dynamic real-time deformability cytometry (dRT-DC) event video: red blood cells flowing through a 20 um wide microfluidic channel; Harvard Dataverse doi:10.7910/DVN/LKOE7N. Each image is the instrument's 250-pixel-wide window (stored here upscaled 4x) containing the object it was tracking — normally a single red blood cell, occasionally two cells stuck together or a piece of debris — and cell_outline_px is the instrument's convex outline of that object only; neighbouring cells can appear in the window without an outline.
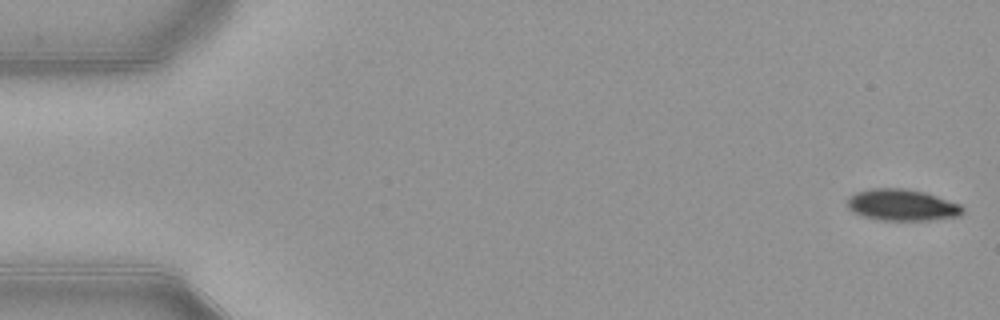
{"species": "common noctule bat (a hibernating species)", "species_latin": "Nyctalus noctula", "temperature_condition": "warm", "stored_images_in_passage": 52, "camera_frame_rate_fps": 3000, "um_per_image_px": 0.085, "animal": {"sex": "female", "body_mass_g": 21.9}, "frame": {"image": 1, "passage_image": 1, "time_ms": 0.0, "image_size_px": [1000, 320], "cell_outline_px": [[964, 212], [960, 216], [928, 220], [880, 220], [864, 216], [852, 212], [848, 208], [848, 200], [856, 192], [872, 188], [904, 188], [924, 192], [960, 204], [964, 208]], "centroid_in_image_um": [76.69, 17.43], "position_along_channel_um": 8.3, "area_um2": 21.04}}
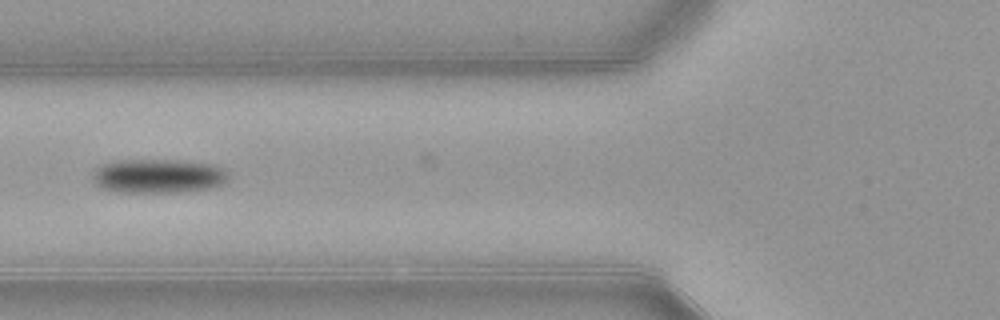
{"frame": {"image": 2, "passage_image": 20, "time_ms": 6.333, "image_size_px": [1000, 320], "cell_outline_px": [[228, 180], [220, 184], [208, 188], [176, 192], [120, 192], [100, 188], [92, 180], [92, 176], [96, 168], [100, 164], [116, 160], [180, 160], [212, 164], [220, 168], [228, 176]], "centroid_in_image_um": [13.36, 14.95], "position_along_channel_um": 112.4, "area_um2": 26.88}}
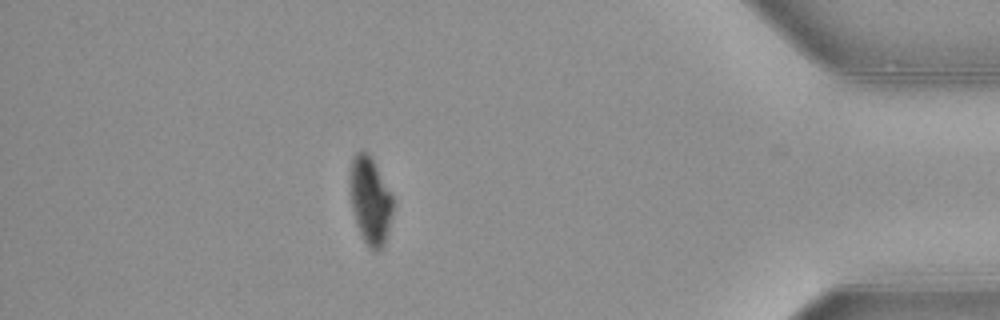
{"frame": {"image": 3, "passage_image": 46, "time_ms": 15.0, "image_size_px": [1000, 320], "cell_outline_px": [[392, 212], [384, 244], [376, 252], [372, 252], [368, 248], [356, 224], [352, 208], [352, 160], [356, 152], [360, 148], [364, 148], [372, 156], [392, 196]], "centroid_in_image_um": [31.48, 17.03], "position_along_channel_um": 403.7, "area_um2": 21.39}, "authors_computed_cell_mechanics": {"area_um2": 24.4205, "velocity_mm_per_s": 3.9136, "shape_relaxation_time_tau1_ms": 2.2088, "shape_relaxation_time_tau2_ms": null, "deformation_change_tau1": 0.1232, "deformation_change_tau2": null}}